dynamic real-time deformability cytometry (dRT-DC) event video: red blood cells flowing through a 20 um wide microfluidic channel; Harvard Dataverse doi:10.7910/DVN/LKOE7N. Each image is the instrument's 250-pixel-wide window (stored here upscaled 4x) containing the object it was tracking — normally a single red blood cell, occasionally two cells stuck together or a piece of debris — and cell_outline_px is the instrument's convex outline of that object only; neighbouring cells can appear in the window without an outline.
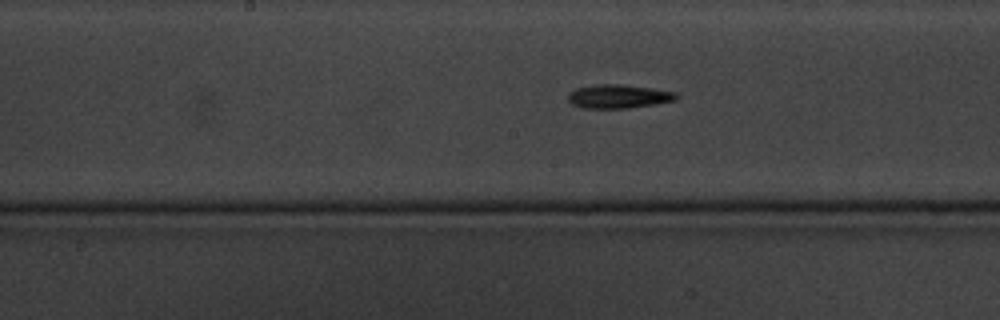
{"species": "common noctule bat (a hibernating species)", "species_latin": "Nyctalus noctula", "temperature_condition": "cold", "stored_images_in_passage": 11, "camera_frame_rate_fps": 3000, "um_per_image_px": 0.085, "animal": {"sex": "male", "body_mass_g": 20.1, "forearm_length_mm": 53.5}, "frame": {"image": 1, "passage_image": 11, "time_ms": 11.667, "image_size_px": [1000, 320], "cell_outline_px": [[680, 96], [676, 100], [656, 104], [628, 108], [584, 108], [572, 104], [568, 100], [568, 92], [576, 88], [596, 84], [620, 84], [676, 92]], "centroid_in_image_um": [52.56, 8.19], "position_along_channel_um": 195.6, "area_um2": 14.97}}